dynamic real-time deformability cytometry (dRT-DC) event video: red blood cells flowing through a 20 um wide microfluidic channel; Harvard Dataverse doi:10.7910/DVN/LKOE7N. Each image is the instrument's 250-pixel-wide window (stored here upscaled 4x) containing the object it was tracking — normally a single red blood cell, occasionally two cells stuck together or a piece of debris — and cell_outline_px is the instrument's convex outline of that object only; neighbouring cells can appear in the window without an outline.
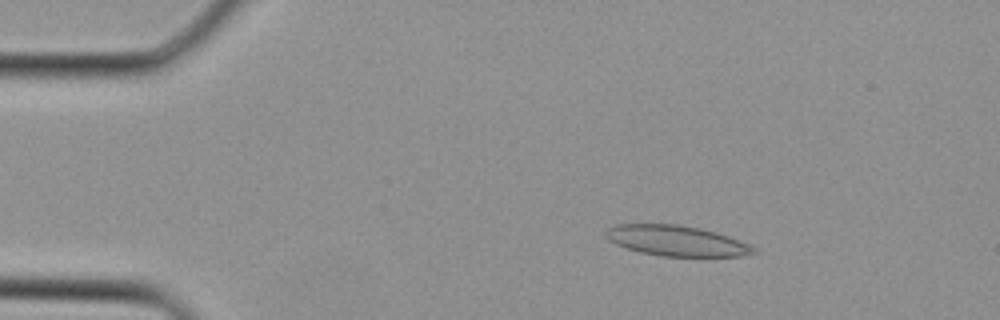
{"species": "Egyptian fruit bat (a non-hibernating species)", "species_latin": "Rousettus aegyptiacus", "temperature_condition": "cold", "stored_images_in_passage": 35, "camera_frame_rate_fps": 3000, "um_per_image_px": 0.085, "animal": {"sex": "female"}, "frame": {"image": 1, "passage_image": 6, "time_ms": 1.667, "image_size_px": [1000, 320], "cell_outline_px": [[760, 252], [740, 256], [664, 256], [640, 252], [616, 244], [608, 240], [604, 232], [608, 228], [616, 224], [680, 224], [700, 228], [716, 232], [728, 236], [748, 244], [756, 248]], "centroid_in_image_um": [57.5, 20.46], "position_along_channel_um": 27.5, "area_um2": 26.18}}
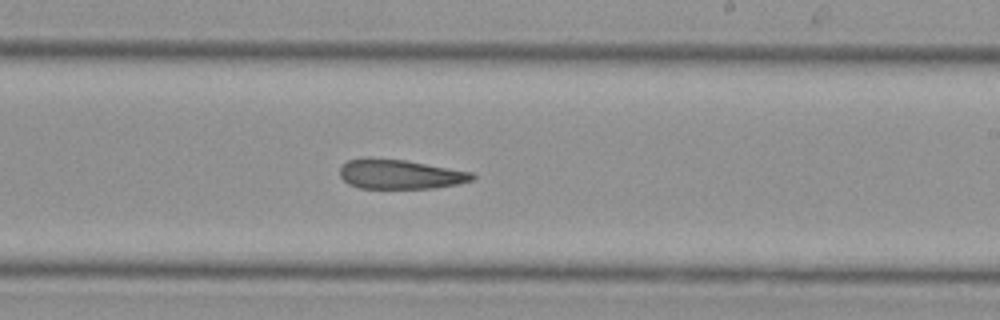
{"frame": {"image": 2, "passage_image": 21, "time_ms": 6.667, "image_size_px": [1000, 320], "cell_outline_px": [[476, 176], [472, 180], [456, 184], [432, 188], [360, 188], [348, 184], [340, 176], [340, 168], [348, 160], [364, 156], [368, 156], [404, 160], [472, 172]], "centroid_in_image_um": [33.95, 14.79], "position_along_channel_um": 255.1, "area_um2": 22.83}}
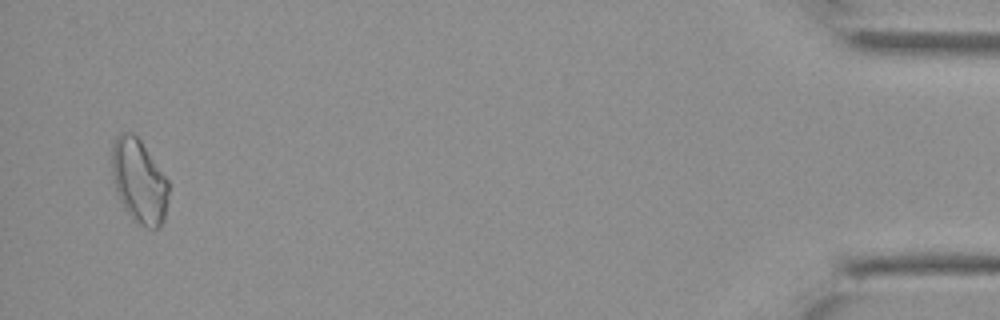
{"frame": {"image": 3, "passage_image": 34, "time_ms": 11.0, "image_size_px": [1000, 320], "cell_outline_px": [[168, 192], [164, 220], [160, 228], [152, 232], [136, 224], [124, 208], [116, 192], [112, 180], [112, 144], [116, 136], [120, 132], [132, 132], [140, 140], [168, 180]], "centroid_in_image_um": [11.81, 15.45], "position_along_channel_um": 423.4, "area_um2": 28.15}}